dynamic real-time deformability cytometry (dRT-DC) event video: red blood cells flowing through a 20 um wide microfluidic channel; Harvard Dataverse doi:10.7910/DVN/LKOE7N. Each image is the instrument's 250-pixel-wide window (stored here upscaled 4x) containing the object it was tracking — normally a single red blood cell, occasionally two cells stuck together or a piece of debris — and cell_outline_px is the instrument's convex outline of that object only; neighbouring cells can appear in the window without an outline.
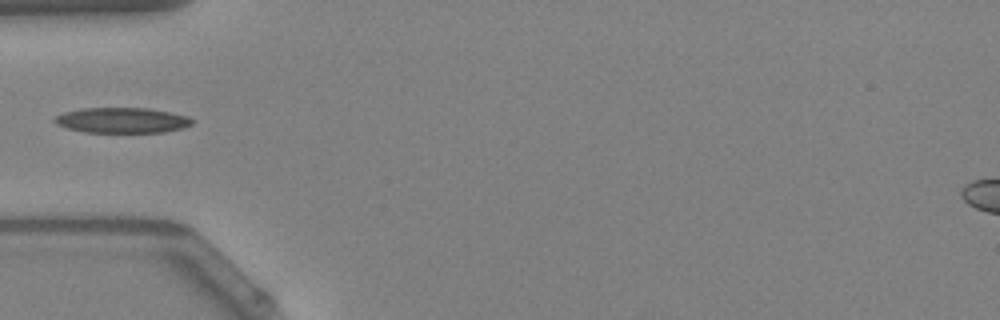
{"species": "Egyptian fruit bat (a non-hibernating species)", "species_latin": "Rousettus aegyptiacus", "temperature_condition": "warm", "stored_images_in_passage": 23, "camera_frame_rate_fps": 3000, "um_per_image_px": 0.085, "animal": {"sex": "female"}, "frame": {"image": 1, "passage_image": 1, "time_ms": 0.0, "image_size_px": [1000, 320], "cell_outline_px": [[192, 124], [184, 128], [164, 132], [84, 132], [68, 128], [56, 124], [52, 120], [56, 116], [64, 112], [84, 108], [148, 108], [188, 116], [192, 120]], "centroid_in_image_um": [10.37, 10.22], "position_along_channel_um": 74.6, "area_um2": 20.23}}